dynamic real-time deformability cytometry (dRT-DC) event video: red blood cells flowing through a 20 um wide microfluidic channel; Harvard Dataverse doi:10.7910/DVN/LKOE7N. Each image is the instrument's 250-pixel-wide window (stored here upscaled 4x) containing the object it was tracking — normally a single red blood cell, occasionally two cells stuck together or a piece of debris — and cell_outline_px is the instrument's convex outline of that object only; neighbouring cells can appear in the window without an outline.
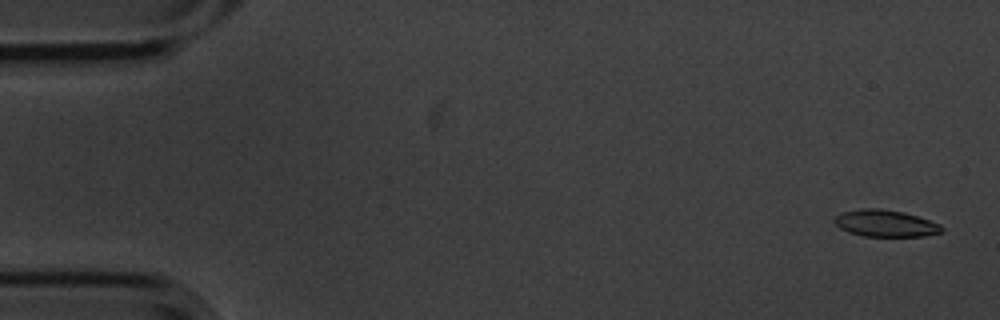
{"species": "common noctule bat (a hibernating species)", "species_latin": "Nyctalus noctula", "temperature_condition": "cold", "stored_images_in_passage": 6, "segment_of_instrument_passage": [1, 2], "camera_frame_rate_fps": 3000, "um_per_image_px": 0.085, "animal": {"sex": "male", "body_mass_g": 20.1, "forearm_length_mm": 53.5}, "frame": {"image": 1, "passage_image": 1, "time_ms": 0.0, "image_size_px": [1000, 320], "cell_outline_px": [[944, 232], [924, 236], [864, 236], [848, 232], [840, 228], [832, 220], [840, 212], [864, 208], [880, 208], [904, 212], [940, 224], [944, 228]], "centroid_in_image_um": [75.25, 18.98], "position_along_channel_um": 9.7, "area_um2": 16.82}}
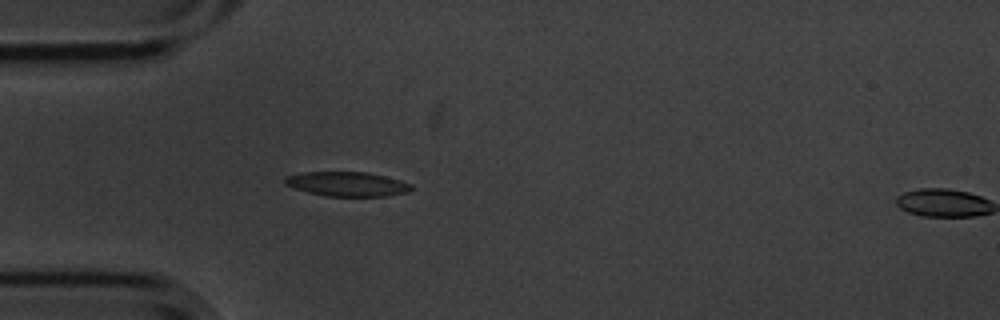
{"frame": {"image": 2, "passage_image": 5, "time_ms": 1.333, "image_size_px": [1000, 320], "cell_outline_px": [[412, 188], [408, 192], [388, 196], [324, 196], [308, 192], [284, 184], [284, 176], [304, 172], [368, 172], [400, 180], [412, 184]], "centroid_in_image_um": [29.51, 15.64], "position_along_channel_um": 55.5, "area_um2": 18.03}}